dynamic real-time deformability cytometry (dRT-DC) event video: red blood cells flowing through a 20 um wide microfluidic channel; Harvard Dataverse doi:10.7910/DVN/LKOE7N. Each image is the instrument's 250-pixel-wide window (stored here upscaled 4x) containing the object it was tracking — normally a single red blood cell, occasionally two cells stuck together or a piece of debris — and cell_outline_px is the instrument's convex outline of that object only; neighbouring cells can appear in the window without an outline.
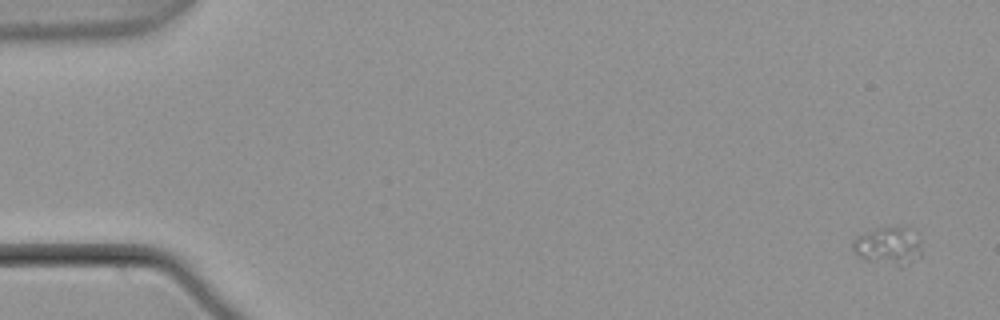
{"species": "common noctule bat (a hibernating species)", "species_latin": "Nyctalus noctula", "temperature_condition": "warm", "stored_images_in_passage": 5, "camera_frame_rate_fps": 3000, "um_per_image_px": 0.085, "animal": {"sex": "male", "body_mass_g": 21.5, "forearm_length_mm": 52.0}, "frame": {"image": 1, "passage_image": 1, "time_ms": 0.0, "image_size_px": [1000, 320], "cell_outline_px": [[920, 256], [916, 260], [904, 268], [900, 268], [864, 260], [856, 256], [852, 248], [852, 244], [856, 236], [876, 228], [908, 228], [920, 240]], "centroid_in_image_um": [75.48, 20.97], "position_along_channel_um": 9.5, "area_um2": 15.49}}
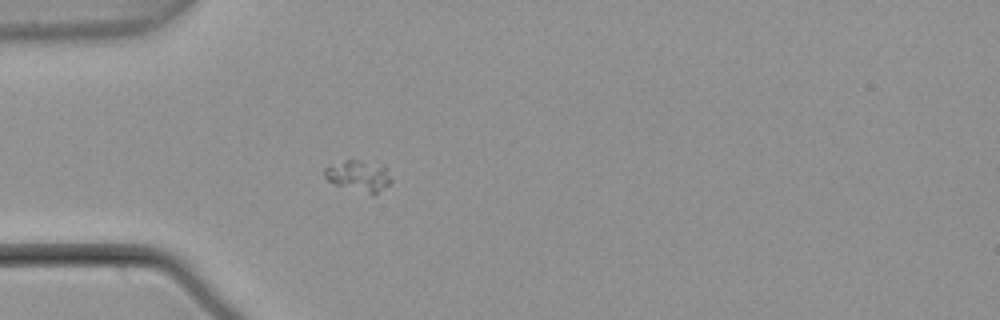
{"frame": {"image": 2, "passage_image": 5, "time_ms": 1.333, "image_size_px": [1000, 320], "cell_outline_px": [[392, 180], [388, 184], [372, 196], [336, 184], [328, 180], [324, 176], [324, 168], [344, 160], [360, 160], [384, 164], [388, 168]], "centroid_in_image_um": [30.53, 14.93], "position_along_channel_um": 54.5, "area_um2": 12.2}}